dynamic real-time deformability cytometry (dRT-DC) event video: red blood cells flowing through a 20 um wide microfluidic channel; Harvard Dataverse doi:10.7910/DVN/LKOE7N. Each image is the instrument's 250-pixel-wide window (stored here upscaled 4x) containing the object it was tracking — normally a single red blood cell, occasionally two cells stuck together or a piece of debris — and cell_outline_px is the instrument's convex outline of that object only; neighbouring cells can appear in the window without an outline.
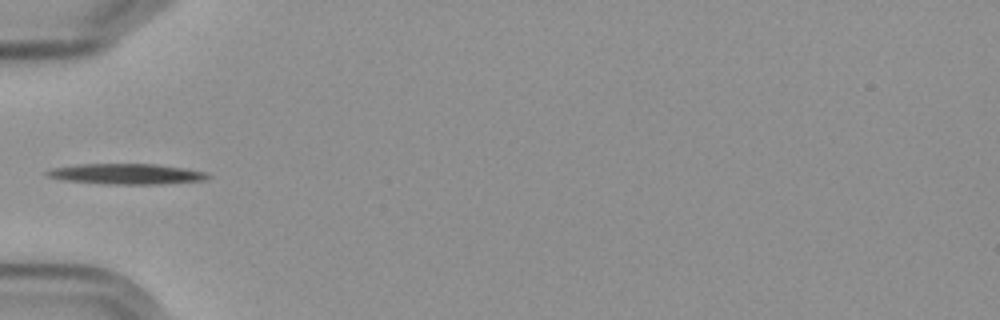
{"species": "Egyptian fruit bat (a non-hibernating species)", "species_latin": "Rousettus aegyptiacus", "temperature_condition": "cold", "stored_images_in_passage": 3, "segment_of_instrument_passage": [2, 2], "camera_frame_rate_fps": 3000, "um_per_image_px": 0.085, "frame": {"image": 1, "passage_image": 3, "time_ms": 2.333, "image_size_px": [1000, 320], "cell_outline_px": [[212, 176], [208, 180], [160, 184], [104, 184], [64, 180], [44, 176], [44, 172], [52, 168], [80, 164], [152, 164], [184, 168], [204, 172]], "centroid_in_image_um": [10.73, 14.79], "position_along_channel_um": 74.3, "area_um2": 19.31}}